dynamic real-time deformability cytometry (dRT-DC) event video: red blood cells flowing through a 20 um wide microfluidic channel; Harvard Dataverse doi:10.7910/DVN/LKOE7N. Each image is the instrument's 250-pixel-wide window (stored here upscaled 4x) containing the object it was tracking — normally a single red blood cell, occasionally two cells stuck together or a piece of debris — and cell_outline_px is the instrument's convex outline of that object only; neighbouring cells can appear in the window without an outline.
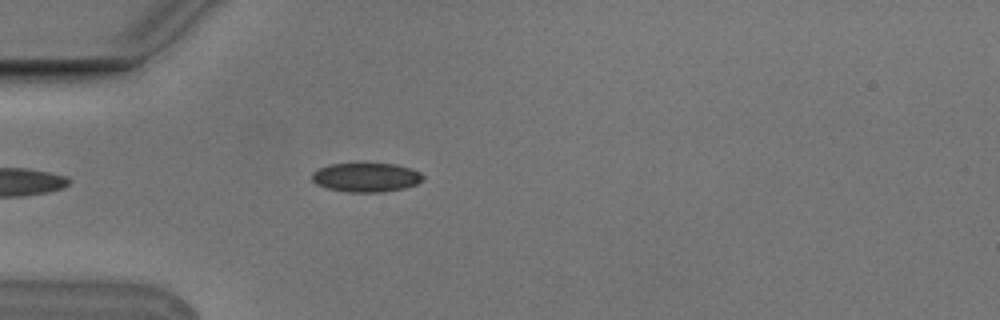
{"species": "Egyptian fruit bat (a non-hibernating species)", "species_latin": "Rousettus aegyptiacus", "temperature_condition": "cold", "stored_images_in_passage": 4, "camera_frame_rate_fps": 3000, "um_per_image_px": 0.085, "animal": {"sex": "male"}, "frame": {"image": 1, "passage_image": 4, "time_ms": 1.0, "image_size_px": [1000, 320], "cell_outline_px": [[424, 180], [416, 184], [404, 188], [380, 192], [348, 192], [328, 188], [316, 184], [312, 180], [312, 172], [328, 164], [396, 164], [412, 168], [420, 172], [424, 176]], "centroid_in_image_um": [31.14, 15.07], "position_along_channel_um": 53.9, "area_um2": 18.79}}